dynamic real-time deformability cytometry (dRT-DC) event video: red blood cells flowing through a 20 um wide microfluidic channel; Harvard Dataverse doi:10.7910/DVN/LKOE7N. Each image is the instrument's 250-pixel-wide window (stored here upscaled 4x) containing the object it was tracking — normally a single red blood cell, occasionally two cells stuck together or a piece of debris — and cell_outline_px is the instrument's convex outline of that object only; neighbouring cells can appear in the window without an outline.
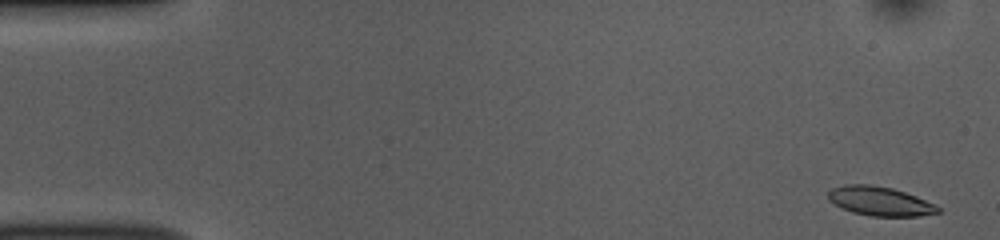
{"species": "common noctule bat (a hibernating species)", "species_latin": "Nyctalus noctula", "temperature_condition": "room temperature", "stored_images_in_passage": 51, "camera_frame_rate_fps": 3000, "um_per_image_px": 0.085, "animal": {"sex": "female", "body_mass_g": 10.0, "forearm_length_mm": 53.1}, "frame": {"image": 1, "passage_image": 1, "time_ms": 0.0, "image_size_px": [1000, 240], "cell_outline_px": [[940, 212], [920, 216], [872, 216], [852, 212], [828, 200], [828, 192], [832, 188], [844, 184], [868, 184], [892, 188], [916, 196], [940, 208]], "centroid_in_image_um": [74.77, 17.09], "position_along_channel_um": 10.2, "area_um2": 18.38}}
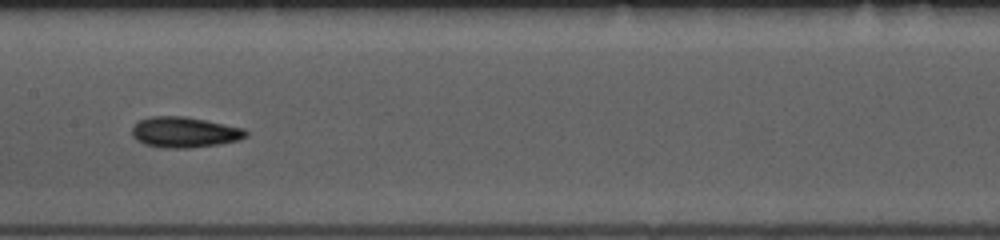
{"frame": {"image": 2, "passage_image": 25, "time_ms": 8.0, "image_size_px": [1000, 240], "cell_outline_px": [[248, 136], [236, 140], [220, 144], [188, 148], [164, 148], [144, 144], [136, 140], [132, 136], [132, 128], [140, 120], [152, 116], [184, 116], [244, 128], [248, 132]], "centroid_in_image_um": [15.67, 11.24], "position_along_channel_um": 191.7, "area_um2": 20.23}}
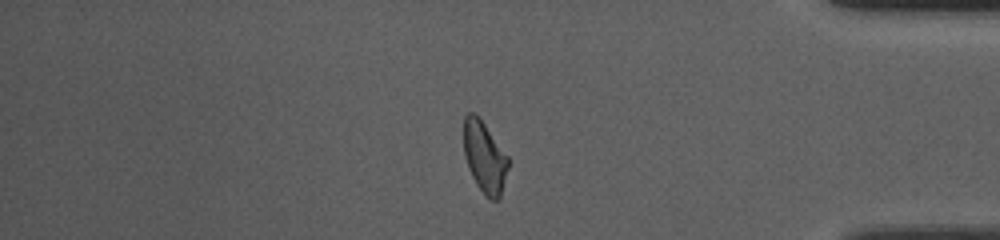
{"frame": {"image": 3, "passage_image": 43, "time_ms": 14.0, "image_size_px": [1000, 240], "cell_outline_px": [[508, 168], [500, 196], [496, 200], [492, 200], [476, 184], [468, 168], [464, 156], [464, 116], [468, 112], [472, 112], [480, 116], [508, 156]], "centroid_in_image_um": [41.17, 13.29], "position_along_channel_um": 394.0, "area_um2": 18.44}, "authors_computed_cell_mechanics": {"area_um2": 19.074, "velocity_mm_per_s": 3.8329, "shape_relaxation_time_tau1_ms": 4.5517, "shape_relaxation_time_tau2_ms": 3.4123, "deformation_change_tau1": 0.1192, "deformation_change_tau2": 0.1115}}